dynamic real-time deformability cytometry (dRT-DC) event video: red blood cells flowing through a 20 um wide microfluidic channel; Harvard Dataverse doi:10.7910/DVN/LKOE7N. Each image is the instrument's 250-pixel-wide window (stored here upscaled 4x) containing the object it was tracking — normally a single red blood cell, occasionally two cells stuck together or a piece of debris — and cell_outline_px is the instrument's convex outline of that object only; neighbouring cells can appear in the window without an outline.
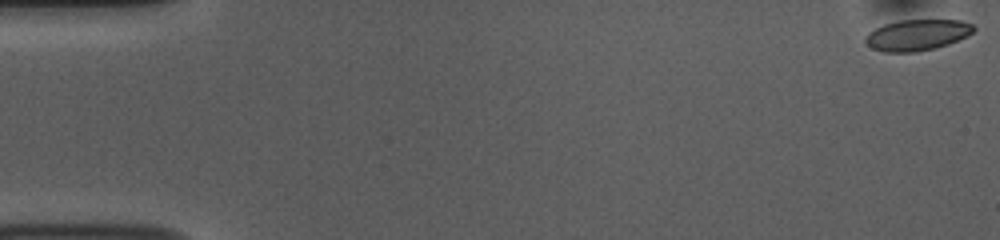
{"species": "common noctule bat (a hibernating species)", "species_latin": "Nyctalus noctula", "temperature_condition": "room temperature", "stored_images_in_passage": 54, "camera_frame_rate_fps": 3000, "um_per_image_px": 0.085, "animal": {"sex": "female", "body_mass_g": 10.0, "forearm_length_mm": 53.1}, "frame": {"image": 1, "passage_image": 1, "time_ms": 0.0, "image_size_px": [1000, 240], "cell_outline_px": [[976, 28], [968, 36], [948, 44], [936, 48], [916, 52], [884, 52], [872, 48], [864, 44], [864, 36], [868, 32], [884, 24], [900, 20], [960, 20], [972, 24]], "centroid_in_image_um": [77.93, 2.98], "position_along_channel_um": 7.1, "area_um2": 19.77}}
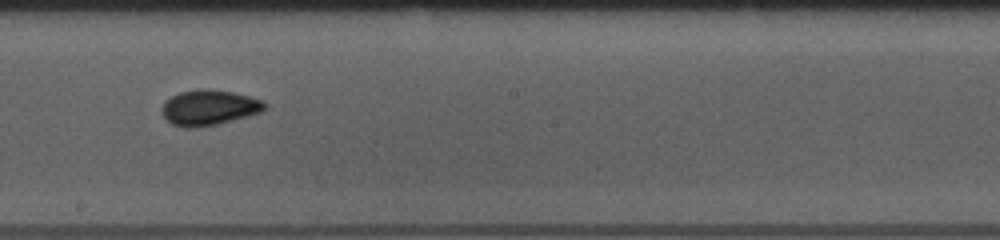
{"frame": {"image": 2, "passage_image": 30, "time_ms": 9.667, "image_size_px": [1000, 240], "cell_outline_px": [[268, 108], [260, 112], [248, 116], [216, 124], [196, 128], [184, 128], [172, 124], [160, 112], [160, 108], [164, 100], [180, 92], [204, 88], [232, 92], [252, 96], [264, 100], [268, 104]], "centroid_in_image_um": [17.78, 9.14], "position_along_channel_um": 230.4, "area_um2": 21.5}}
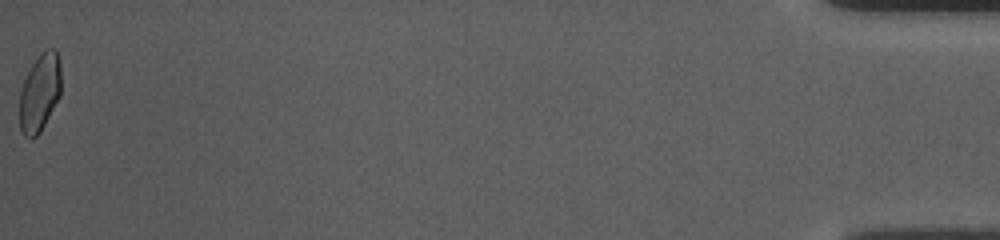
{"frame": {"image": 3, "passage_image": 54, "time_ms": 17.667, "image_size_px": [1000, 240], "cell_outline_px": [[60, 96], [40, 132], [32, 140], [28, 140], [20, 132], [20, 92], [24, 80], [32, 64], [40, 52], [44, 48], [52, 48], [56, 52], [60, 64]], "centroid_in_image_um": [3.36, 7.9], "position_along_channel_um": 431.8, "area_um2": 18.9}, "authors_computed_cell_mechanics": {"area_um2": 20.1722, "velocity_mm_per_s": 3.748, "shape_relaxation_time_tau1_ms": 8.5604, "shape_relaxation_time_tau2_ms": 1.5902, "deformation_change_tau1": 0.1277, "deformation_change_tau2": 0.0482}}